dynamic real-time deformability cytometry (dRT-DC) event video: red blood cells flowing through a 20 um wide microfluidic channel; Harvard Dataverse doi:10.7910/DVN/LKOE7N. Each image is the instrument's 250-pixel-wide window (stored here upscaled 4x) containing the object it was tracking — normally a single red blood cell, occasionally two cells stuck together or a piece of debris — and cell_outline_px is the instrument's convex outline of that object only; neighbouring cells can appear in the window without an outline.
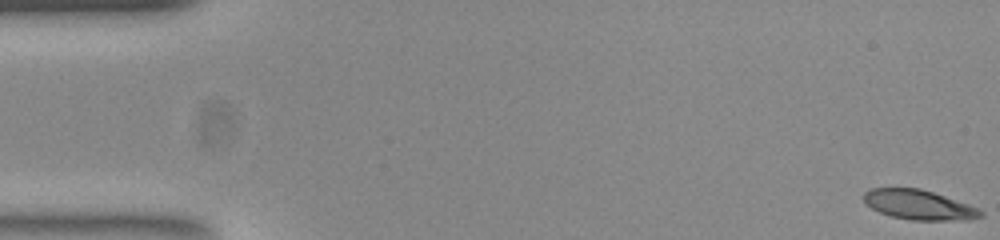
{"species": "common noctule bat (a hibernating species)", "species_latin": "Nyctalus noctula", "temperature_condition": "room temperature", "stored_images_in_passage": 53, "camera_frame_rate_fps": 3000, "um_per_image_px": 0.085, "animal": {"sex": "female", "body_mass_g": 23.0, "forearm_length_mm": 53.4}, "frame": {"image": 1, "passage_image": 1, "time_ms": 0.0, "image_size_px": [1000, 240], "cell_outline_px": [[984, 216], [968, 220], [912, 220], [892, 216], [880, 212], [864, 204], [864, 192], [872, 188], [920, 188], [980, 208], [984, 212]], "centroid_in_image_um": [78.13, 17.41], "position_along_channel_um": 6.9, "area_um2": 20.23}}
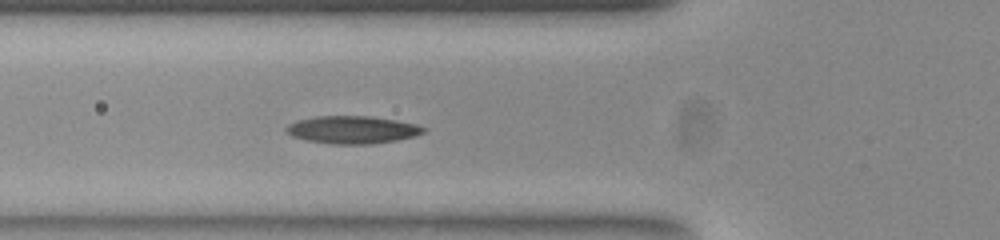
{"frame": {"image": 2, "passage_image": 19, "time_ms": 6.0, "image_size_px": [1000, 240], "cell_outline_px": [[428, 128], [424, 132], [416, 136], [396, 140], [372, 144], [332, 144], [308, 140], [292, 136], [284, 128], [288, 124], [296, 120], [316, 116], [372, 116], [396, 120], [416, 124]], "centroid_in_image_um": [29.97, 11.02], "position_along_channel_um": 95.8, "area_um2": 22.2}}
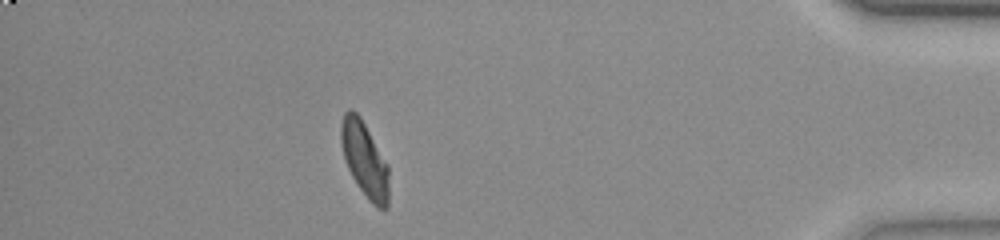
{"frame": {"image": 3, "passage_image": 47, "time_ms": 15.333, "image_size_px": [1000, 240], "cell_outline_px": [[388, 208], [376, 208], [368, 200], [352, 176], [348, 168], [344, 156], [340, 140], [340, 124], [344, 112], [348, 108], [352, 108], [360, 116], [388, 164]], "centroid_in_image_um": [30.98, 13.52], "position_along_channel_um": 404.2, "area_um2": 20.98}, "authors_computed_cell_mechanics": {"area_um2": 21.0392, "velocity_mm_per_s": 3.8541, "shape_relaxation_time_tau1_ms": 4.1981, "shape_relaxation_time_tau2_ms": 1.5599, "deformation_change_tau1": 0.1492, "deformation_change_tau2": 0.0718}}